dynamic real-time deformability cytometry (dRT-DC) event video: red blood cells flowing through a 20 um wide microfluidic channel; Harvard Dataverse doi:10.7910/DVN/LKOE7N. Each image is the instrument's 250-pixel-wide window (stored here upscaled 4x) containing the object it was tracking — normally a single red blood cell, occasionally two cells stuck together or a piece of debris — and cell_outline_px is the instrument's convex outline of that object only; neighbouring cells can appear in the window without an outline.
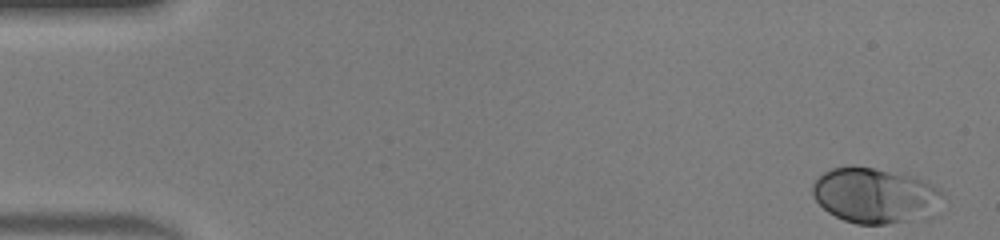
{"species": "human", "species_latin": "Homo sapiens", "temperature_condition": "warm", "stored_images_in_passage": 46, "camera_frame_rate_fps": 3000, "um_per_image_px": 0.085, "donor": {"sex": "male"}, "frame": {"image": 1, "passage_image": 1, "time_ms": 0.0, "image_size_px": [1000, 240], "cell_outline_px": [[944, 196], [936, 216], [924, 220], [888, 224], [856, 224], [844, 220], [828, 212], [816, 200], [812, 192], [812, 184], [824, 172], [832, 168], [848, 164], [852, 164], [916, 176], [940, 188]], "centroid_in_image_um": [74.47, 16.63], "position_along_channel_um": 10.5, "area_um2": 43.18}}
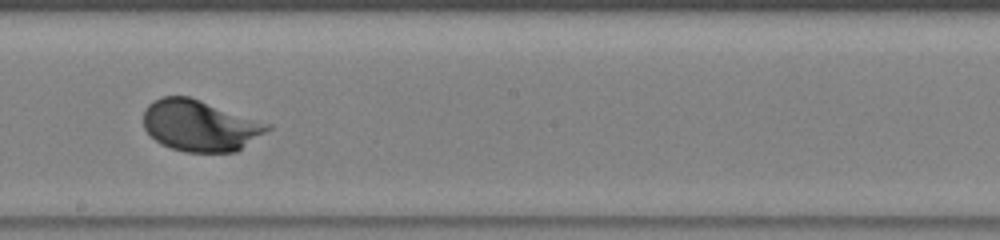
{"frame": {"image": 2, "passage_image": 26, "time_ms": 8.333, "image_size_px": [1000, 240], "cell_outline_px": [[272, 128], [236, 152], [184, 152], [160, 144], [144, 128], [144, 108], [148, 104], [160, 96], [188, 96], [272, 124]], "centroid_in_image_um": [17.0, 10.67], "position_along_channel_um": 231.2, "area_um2": 36.99}}
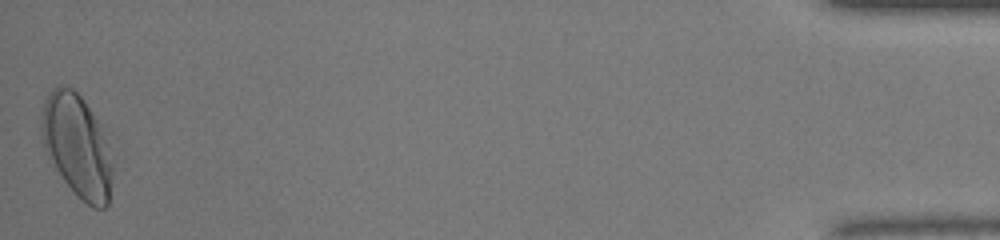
{"frame": {"image": 3, "passage_image": 46, "time_ms": 15.0, "image_size_px": [1000, 240], "cell_outline_px": [[112, 172], [108, 204], [104, 208], [92, 208], [76, 196], [64, 180], [56, 168], [44, 148], [40, 136], [40, 116], [44, 100], [48, 92], [56, 84], [60, 84], [72, 88], [80, 96], [100, 124], [108, 144], [112, 160]], "centroid_in_image_um": [6.52, 12.37], "position_along_channel_um": 428.7, "area_um2": 42.71}, "authors_computed_cell_mechanics": {"area_um2": 36.7608, "velocity_mm_per_s": 4.3628, "shape_relaxation_time_tau1_ms": 2.2063, "shape_relaxation_time_tau2_ms": null, "deformation_change_tau1": 0.1365, "deformation_change_tau2": null}}